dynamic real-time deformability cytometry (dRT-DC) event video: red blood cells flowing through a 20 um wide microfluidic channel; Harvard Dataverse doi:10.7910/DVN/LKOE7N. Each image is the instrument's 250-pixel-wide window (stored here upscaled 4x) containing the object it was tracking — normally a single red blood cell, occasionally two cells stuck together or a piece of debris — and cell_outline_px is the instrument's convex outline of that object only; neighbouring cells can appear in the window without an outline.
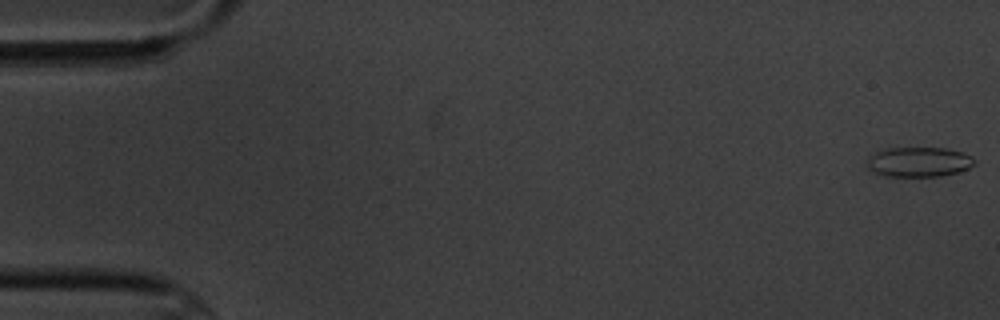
{"species": "common noctule bat (a hibernating species)", "species_latin": "Nyctalus noctula", "temperature_condition": "cold", "stored_images_in_passage": 6, "camera_frame_rate_fps": 3000, "um_per_image_px": 0.085, "animal": {"sex": "male", "body_mass_g": 20.1, "forearm_length_mm": 53.5}, "frame": {"image": 1, "passage_image": 1, "time_ms": 0.0, "image_size_px": [1000, 320], "cell_outline_px": [[976, 164], [968, 168], [956, 172], [940, 176], [888, 176], [872, 172], [868, 168], [864, 160], [868, 156], [876, 152], [888, 148], [944, 148], [960, 152], [972, 156], [976, 160]], "centroid_in_image_um": [78.06, 13.76], "position_along_channel_um": 6.9, "area_um2": 18.73}}
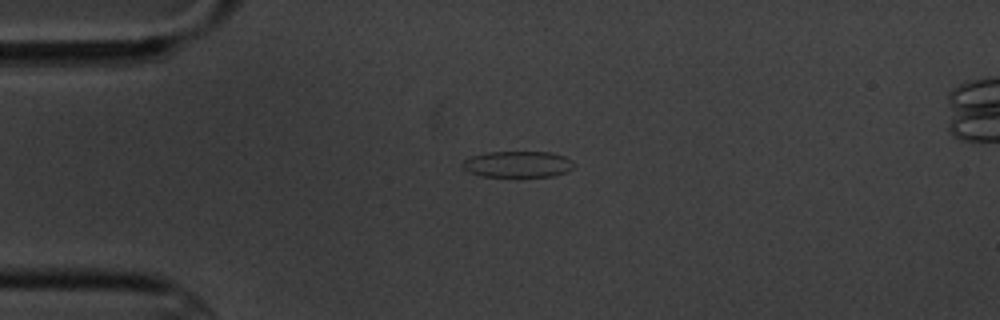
{"frame": {"image": 2, "passage_image": 4, "time_ms": 4.333, "image_size_px": [1000, 320], "cell_outline_px": [[576, 164], [572, 168], [564, 172], [552, 176], [480, 176], [464, 168], [464, 160], [472, 156], [488, 152], [552, 152], [564, 156], [572, 160]], "centroid_in_image_um": [44.06, 13.95], "position_along_channel_um": 40.9, "area_um2": 16.76}}